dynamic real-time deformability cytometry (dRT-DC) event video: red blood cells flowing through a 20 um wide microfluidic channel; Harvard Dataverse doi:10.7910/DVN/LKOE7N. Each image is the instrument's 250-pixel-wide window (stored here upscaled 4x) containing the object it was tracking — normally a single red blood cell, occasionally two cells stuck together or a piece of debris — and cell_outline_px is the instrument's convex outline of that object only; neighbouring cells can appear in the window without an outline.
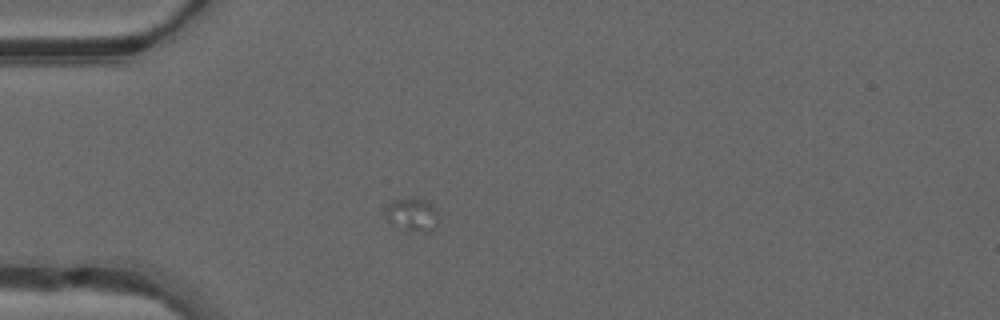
{"species": "common noctule bat (a hibernating species)", "species_latin": "Nyctalus noctula", "temperature_condition": "warm", "stored_images_in_passage": 19, "camera_frame_rate_fps": 3000, "um_per_image_px": 0.085, "animal": {"sex": "male", "forearm_length_mm": 52.5}, "frame": {"image": 1, "passage_image": 12, "time_ms": 3.667, "image_size_px": [1000, 320], "cell_outline_px": [[440, 216], [436, 228], [428, 232], [424, 232], [392, 224], [388, 220], [388, 204], [392, 200], [416, 196], [428, 200], [440, 212]], "centroid_in_image_um": [35.17, 18.18], "position_along_channel_um": 49.8, "area_um2": 10.35}}